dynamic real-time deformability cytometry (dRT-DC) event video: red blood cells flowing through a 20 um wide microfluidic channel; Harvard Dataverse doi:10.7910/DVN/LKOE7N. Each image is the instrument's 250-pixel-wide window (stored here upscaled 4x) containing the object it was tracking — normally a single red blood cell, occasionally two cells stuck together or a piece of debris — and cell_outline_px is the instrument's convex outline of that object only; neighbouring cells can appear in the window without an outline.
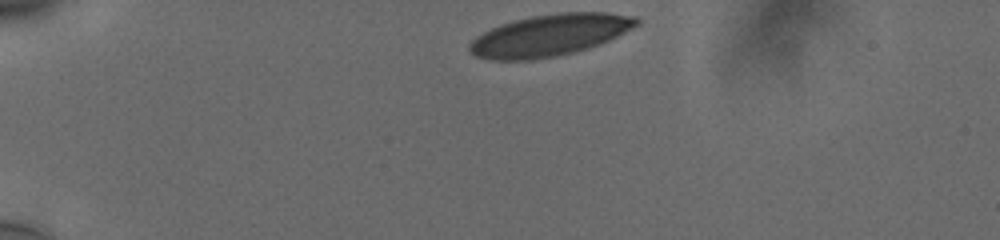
{"species": "human", "species_latin": "Homo sapiens", "temperature_condition": "cold", "stored_images_in_passage": 37, "camera_frame_rate_fps": 3000, "um_per_image_px": 0.085, "donor": {"sex": "male"}, "frame": {"image": 1, "passage_image": 1, "time_ms": 0.0, "image_size_px": [1000, 240], "cell_outline_px": [[640, 24], [600, 44], [588, 48], [556, 56], [532, 60], [488, 60], [476, 56], [468, 48], [468, 44], [476, 36], [500, 24], [512, 20], [532, 16], [560, 12], [608, 12], [636, 16], [640, 20]], "centroid_in_image_um": [46.73, 2.98], "position_along_channel_um": 38.3, "area_um2": 40.63}}
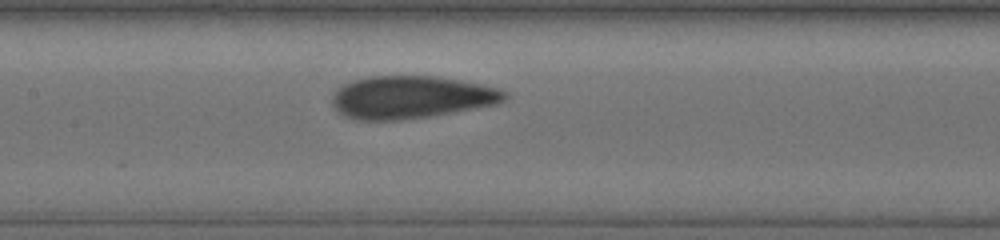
{"frame": {"image": 2, "passage_image": 17, "time_ms": 5.333, "image_size_px": [1000, 240], "cell_outline_px": [[508, 96], [504, 100], [496, 104], [452, 112], [428, 116], [400, 120], [356, 120], [344, 116], [332, 104], [332, 92], [336, 88], [352, 80], [368, 76], [436, 76], [484, 84], [500, 88], [508, 92]], "centroid_in_image_um": [34.93, 8.25], "position_along_channel_um": 172.5, "area_um2": 43.06}}
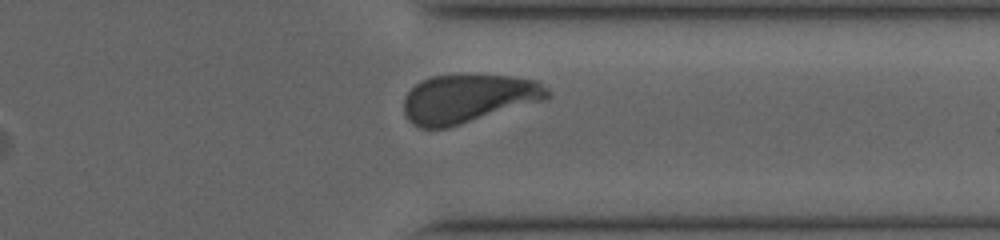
{"frame": {"image": 3, "passage_image": 33, "time_ms": 10.667, "image_size_px": [1000, 240], "cell_outline_px": [[552, 96], [544, 100], [448, 128], [420, 128], [412, 124], [408, 120], [404, 112], [404, 96], [420, 80], [432, 76], [464, 72], [512, 76], [536, 80], [544, 84], [552, 92]], "centroid_in_image_um": [39.81, 8.33], "position_along_channel_um": 371.6, "area_um2": 41.73}, "authors_computed_cell_mechanics": {"area_um2": 42.1362, "velocity_mm_per_s": 3.7329, "shape_relaxation_time_tau1_ms": 4.4658, "shape_relaxation_time_tau2_ms": 0.9431, "deformation_change_tau1": 0.1647, "deformation_change_tau2": 0.0663}}